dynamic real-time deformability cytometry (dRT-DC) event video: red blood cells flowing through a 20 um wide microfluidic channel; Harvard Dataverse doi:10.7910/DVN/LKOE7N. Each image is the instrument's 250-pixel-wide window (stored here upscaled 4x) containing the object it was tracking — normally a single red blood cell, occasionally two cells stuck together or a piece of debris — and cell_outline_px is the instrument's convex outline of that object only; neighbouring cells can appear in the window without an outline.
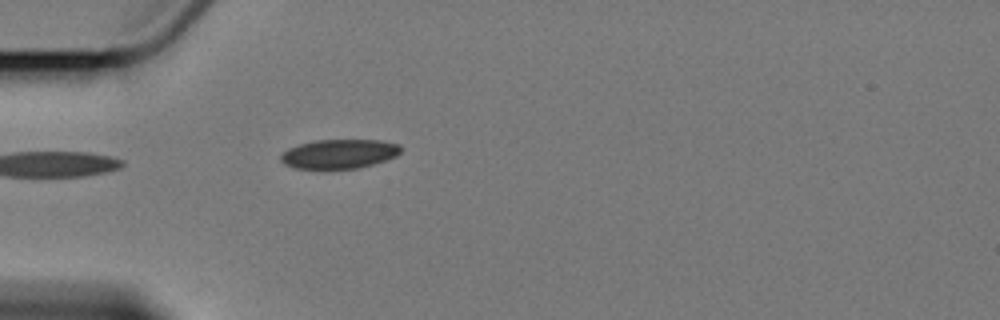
{"species": "Egyptian fruit bat (a non-hibernating species)", "species_latin": "Rousettus aegyptiacus", "temperature_condition": "cold", "stored_images_in_passage": 4, "camera_frame_rate_fps": 3000, "um_per_image_px": 0.085, "animal": {"sex": "female"}, "frame": {"image": 1, "passage_image": 4, "time_ms": 3.667, "image_size_px": [1000, 320], "cell_outline_px": [[404, 148], [396, 156], [372, 164], [356, 168], [296, 168], [284, 164], [280, 160], [280, 156], [288, 148], [300, 144], [316, 140], [380, 140], [400, 144]], "centroid_in_image_um": [28.85, 13.06], "position_along_channel_um": 56.1, "area_um2": 20.29}}